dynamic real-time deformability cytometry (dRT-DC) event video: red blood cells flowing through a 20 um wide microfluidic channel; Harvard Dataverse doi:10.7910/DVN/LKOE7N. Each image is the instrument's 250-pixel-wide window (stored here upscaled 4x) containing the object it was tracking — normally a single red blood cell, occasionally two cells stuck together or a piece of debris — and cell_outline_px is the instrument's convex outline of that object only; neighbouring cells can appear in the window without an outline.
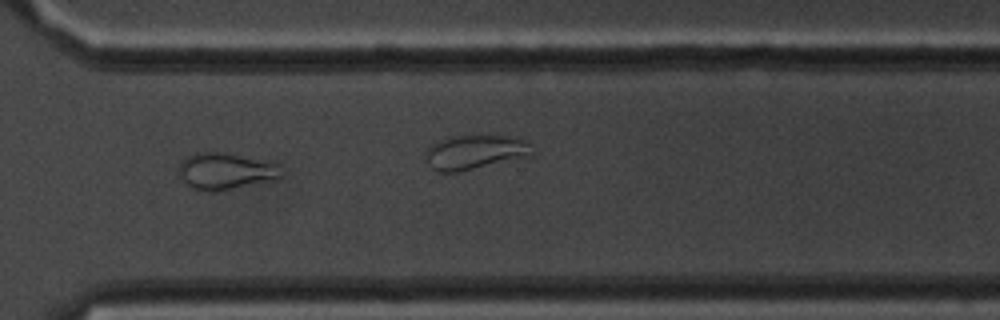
{"species": "common noctule bat (a hibernating species)", "species_latin": "Nyctalus noctula", "temperature_condition": "room temperature", "stored_images_in_passage": 55, "camera_frame_rate_fps": 3000, "um_per_image_px": 0.085, "animal": {"sex": "male", "body_mass_g": 20.1, "forearm_length_mm": 53.5}, "frame": {"image": 1, "passage_image": 40, "time_ms": 13.0, "image_size_px": [1000, 320], "cell_outline_px": [[284, 176], [276, 180], [208, 192], [192, 188], [180, 176], [180, 164], [188, 156], [196, 152], [224, 152], [276, 164]], "centroid_in_image_um": [19.18, 14.55], "position_along_channel_um": 351.4, "area_um2": 21.33}}
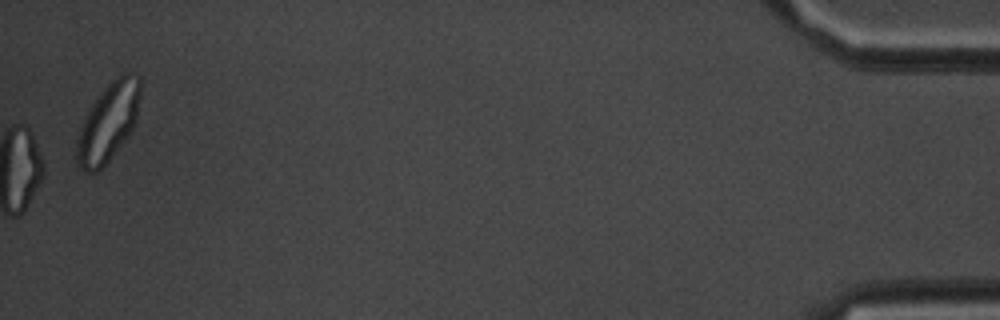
{"frame": {"image": 2, "passage_image": 55, "time_ms": 18.0, "image_size_px": [1000, 320], "cell_outline_px": [[140, 96], [136, 120], [128, 136], [108, 160], [96, 172], [84, 172], [76, 164], [76, 140], [84, 116], [108, 84], [124, 72], [128, 72], [140, 76]], "centroid_in_image_um": [9.19, 10.4], "position_along_channel_um": 426.0, "area_um2": 28.67}, "authors_computed_cell_mechanics": {"area_um2": 24.9118, "velocity_mm_per_s": 3.7212, "shape_relaxation_time_tau1_ms": null, "shape_relaxation_time_tau2_ms": 4.0049, "deformation_change_tau1": null, "deformation_change_tau2": 0.1118}}